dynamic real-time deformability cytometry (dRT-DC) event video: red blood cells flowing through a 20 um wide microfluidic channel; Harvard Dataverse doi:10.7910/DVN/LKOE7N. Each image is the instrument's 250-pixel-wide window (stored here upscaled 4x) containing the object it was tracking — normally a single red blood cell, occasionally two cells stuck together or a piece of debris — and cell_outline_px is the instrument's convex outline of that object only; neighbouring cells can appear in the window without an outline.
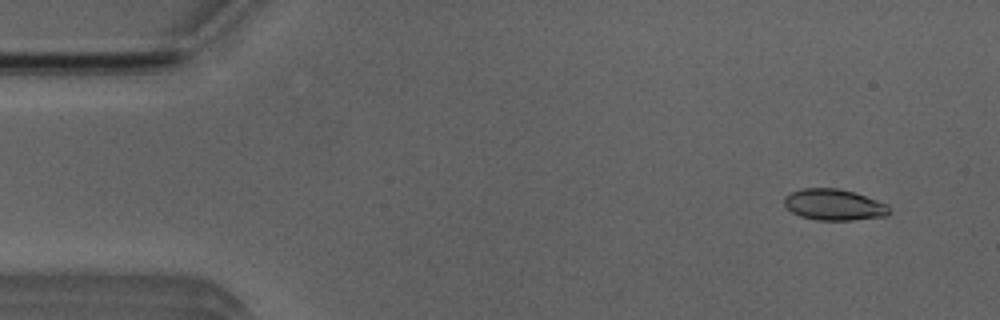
{"species": "Egyptian fruit bat (a non-hibernating species)", "species_latin": "Rousettus aegyptiacus", "temperature_condition": "room temperature", "stored_images_in_passage": 50, "camera_frame_rate_fps": 3000, "um_per_image_px": 0.085, "animal": {"sex": "male"}, "frame": {"image": 1, "passage_image": 3, "time_ms": 0.667, "image_size_px": [1000, 320], "cell_outline_px": [[892, 208], [888, 216], [852, 220], [816, 220], [800, 216], [792, 212], [784, 204], [784, 196], [792, 192], [804, 188], [836, 188], [852, 192], [888, 204]], "centroid_in_image_um": [70.91, 17.41], "position_along_channel_um": 14.1, "area_um2": 19.07}}
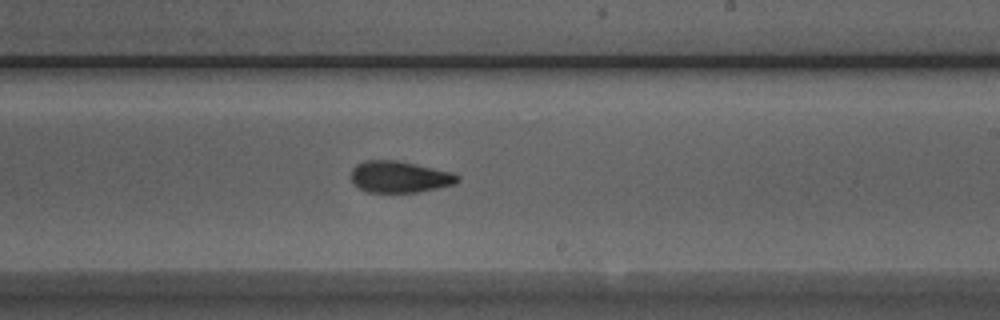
{"frame": {"image": 2, "passage_image": 30, "time_ms": 9.667, "image_size_px": [1000, 320], "cell_outline_px": [[460, 180], [456, 184], [420, 192], [368, 192], [352, 184], [352, 168], [356, 164], [364, 160], [396, 160], [452, 172], [460, 176]], "centroid_in_image_um": [33.97, 15.03], "position_along_channel_um": 255.0, "area_um2": 19.65}}
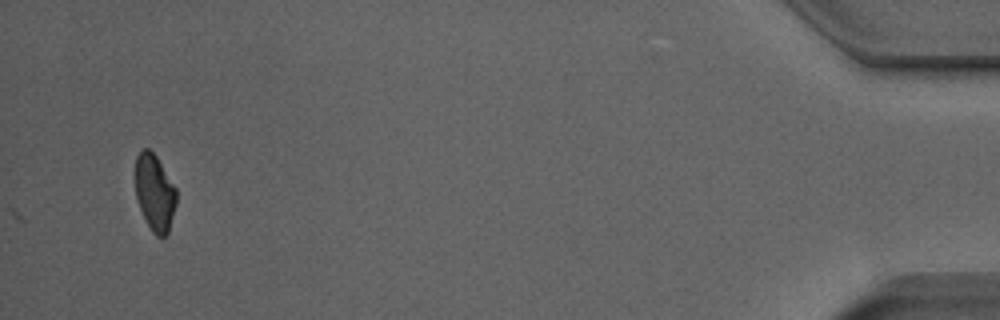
{"frame": {"image": 3, "passage_image": 50, "time_ms": 16.333, "image_size_px": [1000, 320], "cell_outline_px": [[176, 204], [168, 232], [164, 236], [156, 236], [152, 232], [140, 208], [136, 196], [136, 156], [144, 148], [148, 148], [156, 156], [176, 188]], "centroid_in_image_um": [13.16, 16.37], "position_along_channel_um": 422.0, "area_um2": 17.98}}